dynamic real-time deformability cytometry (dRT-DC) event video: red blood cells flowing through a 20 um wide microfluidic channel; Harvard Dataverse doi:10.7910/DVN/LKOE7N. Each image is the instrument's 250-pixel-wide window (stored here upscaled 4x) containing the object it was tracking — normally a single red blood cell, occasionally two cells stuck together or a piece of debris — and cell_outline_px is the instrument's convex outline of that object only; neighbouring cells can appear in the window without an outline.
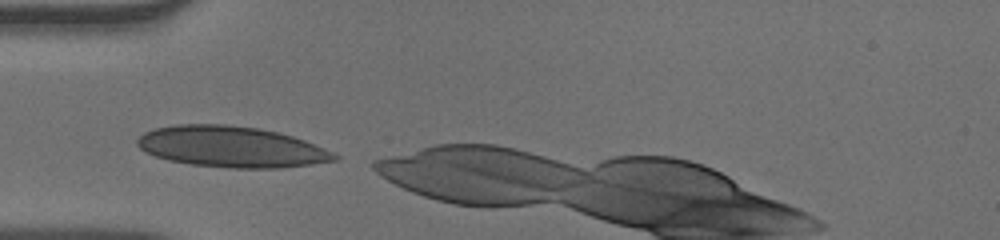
{"species": "human", "species_latin": "Homo sapiens", "temperature_condition": "warm", "stored_images_in_passage": 34, "camera_frame_rate_fps": 3000, "um_per_image_px": 0.085, "donor": {"sex": "male"}, "frame": {"image": 1, "passage_image": 1, "time_ms": 0.0, "image_size_px": [1000, 240], "cell_outline_px": [[340, 156], [336, 160], [312, 164], [280, 168], [232, 168], [192, 164], [168, 160], [144, 152], [136, 144], [136, 140], [144, 132], [156, 128], [176, 124], [224, 124], [260, 128], [292, 136], [304, 140], [324, 148]], "centroid_in_image_um": [19.64, 12.48], "position_along_channel_um": 65.4, "area_um2": 46.99}}
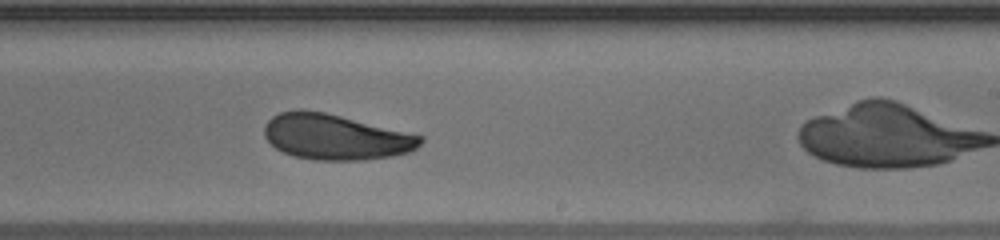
{"frame": {"image": 2, "passage_image": 16, "time_ms": 5.0, "image_size_px": [1000, 240], "cell_outline_px": [[424, 140], [412, 152], [392, 156], [364, 160], [316, 160], [292, 156], [276, 148], [264, 136], [264, 124], [272, 116], [280, 112], [300, 108], [324, 112], [424, 136]], "centroid_in_image_um": [28.51, 11.64], "position_along_channel_um": 260.5, "area_um2": 41.56}}
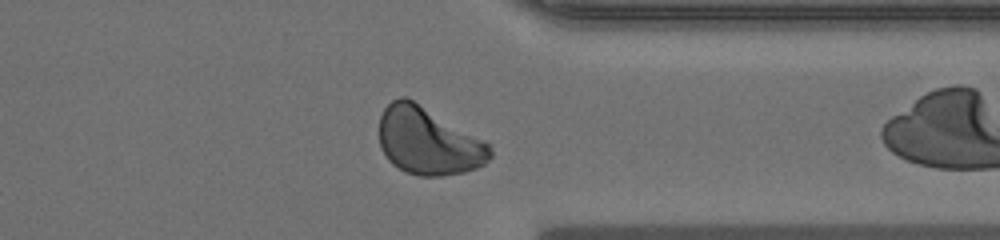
{"frame": {"image": 3, "passage_image": 25, "time_ms": 8.0, "image_size_px": [1000, 240], "cell_outline_px": [[492, 156], [484, 164], [476, 168], [464, 172], [440, 176], [420, 176], [408, 172], [392, 164], [388, 160], [380, 144], [380, 116], [384, 108], [392, 100], [400, 96], [408, 96], [488, 144], [492, 152]], "centroid_in_image_um": [36.37, 11.99], "position_along_channel_um": 375.0, "area_um2": 43.06}, "authors_computed_cell_mechanics": {"area_um2": 42.2229, "velocity_mm_per_s": 3.9191, "shape_relaxation_time_tau1_ms": 5.2862, "shape_relaxation_time_tau2_ms": 1.2536, "deformation_change_tau1": 0.148, "deformation_change_tau2": 0.0438}}